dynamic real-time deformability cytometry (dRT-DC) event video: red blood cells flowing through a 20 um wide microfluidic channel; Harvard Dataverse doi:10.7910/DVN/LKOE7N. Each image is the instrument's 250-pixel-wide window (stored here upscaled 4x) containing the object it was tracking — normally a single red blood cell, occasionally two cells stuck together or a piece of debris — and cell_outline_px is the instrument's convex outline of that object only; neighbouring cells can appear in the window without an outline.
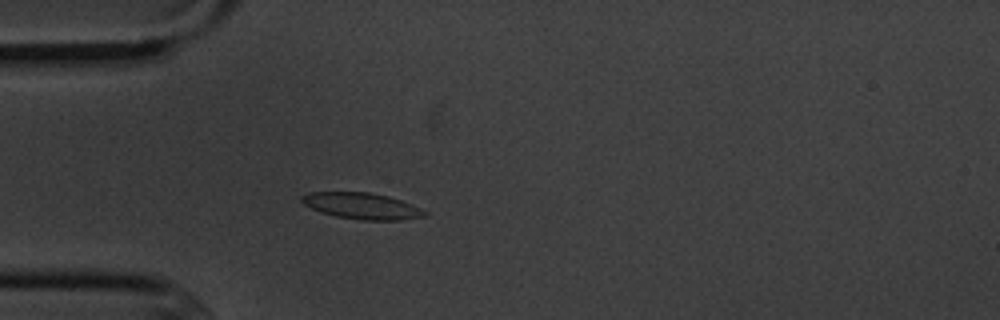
{"species": "common noctule bat (a hibernating species)", "species_latin": "Nyctalus noctula", "temperature_condition": "cold", "stored_images_in_passage": 4, "camera_frame_rate_fps": 3000, "um_per_image_px": 0.085, "animal": {"sex": "male", "body_mass_g": 20.1, "forearm_length_mm": 53.5}, "frame": {"image": 1, "passage_image": 4, "time_ms": 3.667, "image_size_px": [1000, 320], "cell_outline_px": [[428, 212], [424, 216], [404, 220], [360, 220], [336, 216], [320, 212], [304, 204], [300, 200], [300, 196], [308, 192], [368, 192], [388, 196], [412, 204]], "centroid_in_image_um": [30.74, 17.5], "position_along_channel_um": 54.3, "area_um2": 18.84}}